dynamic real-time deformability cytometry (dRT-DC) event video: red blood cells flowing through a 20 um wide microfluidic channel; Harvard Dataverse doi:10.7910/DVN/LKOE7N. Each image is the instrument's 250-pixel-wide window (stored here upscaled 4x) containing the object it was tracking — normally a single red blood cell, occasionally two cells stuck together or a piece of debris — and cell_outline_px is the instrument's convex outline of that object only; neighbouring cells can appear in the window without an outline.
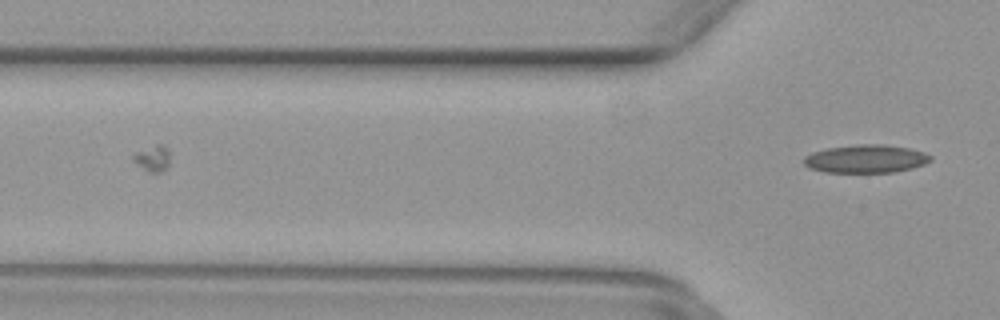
{"species": "common noctule bat (a hibernating species)", "species_latin": "Nyctalus noctula", "temperature_condition": "warm", "stored_images_in_passage": 12, "camera_frame_rate_fps": 3000, "um_per_image_px": 0.085, "animal": {"sex": "female", "body_mass_g": 29.2, "forearm_length_mm": 56.3}, "frame": {"image": 1, "passage_image": 12, "time_ms": 3.667, "image_size_px": [1000, 320], "cell_outline_px": [[932, 160], [924, 164], [912, 168], [896, 172], [824, 172], [808, 168], [804, 164], [804, 156], [812, 152], [824, 148], [856, 144], [880, 144], [908, 148], [924, 152], [932, 156]], "centroid_in_image_um": [73.57, 13.49], "position_along_channel_um": 52.2, "area_um2": 20.92}}